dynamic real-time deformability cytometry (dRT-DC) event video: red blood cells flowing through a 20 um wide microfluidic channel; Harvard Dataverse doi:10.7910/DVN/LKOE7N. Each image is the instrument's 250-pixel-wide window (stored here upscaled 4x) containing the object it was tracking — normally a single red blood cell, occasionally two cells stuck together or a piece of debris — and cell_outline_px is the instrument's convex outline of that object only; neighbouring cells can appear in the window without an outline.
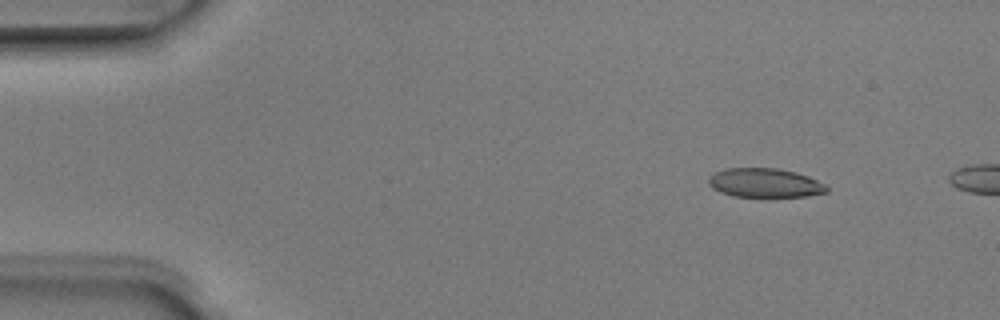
{"species": "Egyptian fruit bat (a non-hibernating species)", "species_latin": "Rousettus aegyptiacus", "temperature_condition": "room temperature", "stored_images_in_passage": 4, "camera_frame_rate_fps": 3000, "um_per_image_px": 0.085, "animal": {"sex": "male"}, "frame": {"image": 1, "passage_image": 2, "time_ms": 0.333, "image_size_px": [1000, 320], "cell_outline_px": [[828, 192], [808, 196], [732, 196], [720, 192], [712, 188], [708, 184], [708, 176], [724, 168], [776, 168], [796, 172], [808, 176], [824, 184], [828, 188]], "centroid_in_image_um": [64.98, 15.54], "position_along_channel_um": 20.0, "area_um2": 20.0}}